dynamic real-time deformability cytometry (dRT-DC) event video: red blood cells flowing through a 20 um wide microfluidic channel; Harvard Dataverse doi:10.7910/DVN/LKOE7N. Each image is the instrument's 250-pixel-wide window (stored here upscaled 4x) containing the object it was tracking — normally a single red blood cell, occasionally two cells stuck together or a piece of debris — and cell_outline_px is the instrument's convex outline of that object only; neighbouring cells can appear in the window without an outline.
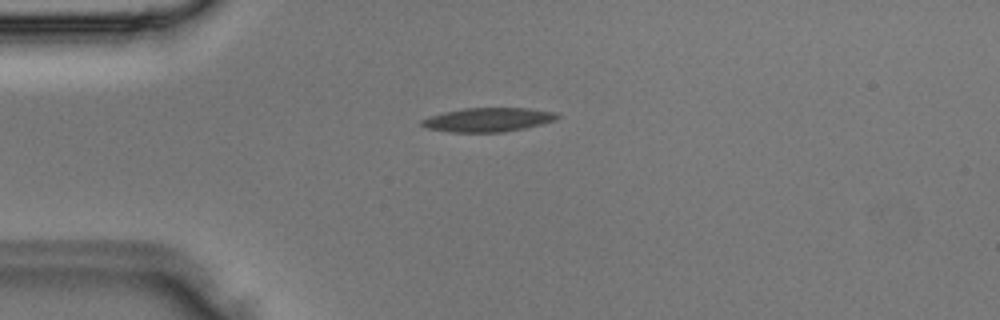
{"species": "Egyptian fruit bat (a non-hibernating species)", "species_latin": "Rousettus aegyptiacus", "temperature_condition": "room temperature", "stored_images_in_passage": 3, "camera_frame_rate_fps": 3000, "um_per_image_px": 0.085, "animal": {"sex": "male"}, "frame": {"image": 1, "passage_image": 3, "time_ms": 0.667, "image_size_px": [1000, 320], "cell_outline_px": [[560, 116], [556, 120], [524, 128], [504, 132], [452, 132], [428, 128], [420, 124], [420, 120], [444, 112], [464, 108], [528, 108], [556, 112]], "centroid_in_image_um": [41.51, 10.17], "position_along_channel_um": 43.5, "area_um2": 18.79}}